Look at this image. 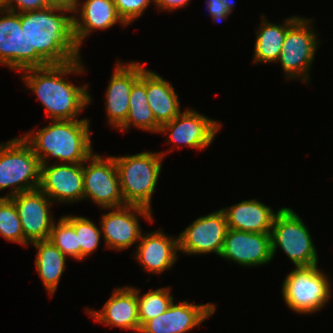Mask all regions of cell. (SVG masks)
Instances as JSON below:
<instances>
[{"label":"cell","mask_w":333,"mask_h":333,"mask_svg":"<svg viewBox=\"0 0 333 333\" xmlns=\"http://www.w3.org/2000/svg\"><path fill=\"white\" fill-rule=\"evenodd\" d=\"M59 12V13H58ZM69 10L48 6L20 13L22 31L28 40V68L66 64L81 58Z\"/></svg>","instance_id":"1"},{"label":"cell","mask_w":333,"mask_h":333,"mask_svg":"<svg viewBox=\"0 0 333 333\" xmlns=\"http://www.w3.org/2000/svg\"><path fill=\"white\" fill-rule=\"evenodd\" d=\"M84 68L81 58H78L66 64L28 68L22 70L20 76L42 103L50 120H74L92 98L87 84L75 86L66 77L68 74H83L86 72Z\"/></svg>","instance_id":"2"},{"label":"cell","mask_w":333,"mask_h":333,"mask_svg":"<svg viewBox=\"0 0 333 333\" xmlns=\"http://www.w3.org/2000/svg\"><path fill=\"white\" fill-rule=\"evenodd\" d=\"M89 123L88 118L51 120L49 125L22 137L31 145L41 165H48L53 157L59 161L56 163H83L94 153Z\"/></svg>","instance_id":"3"},{"label":"cell","mask_w":333,"mask_h":333,"mask_svg":"<svg viewBox=\"0 0 333 333\" xmlns=\"http://www.w3.org/2000/svg\"><path fill=\"white\" fill-rule=\"evenodd\" d=\"M167 153L168 150L114 156L125 205L152 210L151 199L162 169V159Z\"/></svg>","instance_id":"4"},{"label":"cell","mask_w":333,"mask_h":333,"mask_svg":"<svg viewBox=\"0 0 333 333\" xmlns=\"http://www.w3.org/2000/svg\"><path fill=\"white\" fill-rule=\"evenodd\" d=\"M40 165L31 145L22 136L0 143V191L11 189L0 198L38 189Z\"/></svg>","instance_id":"5"},{"label":"cell","mask_w":333,"mask_h":333,"mask_svg":"<svg viewBox=\"0 0 333 333\" xmlns=\"http://www.w3.org/2000/svg\"><path fill=\"white\" fill-rule=\"evenodd\" d=\"M272 258L282 249L295 268L318 265V253L305 222L289 207L280 208L271 228Z\"/></svg>","instance_id":"6"},{"label":"cell","mask_w":333,"mask_h":333,"mask_svg":"<svg viewBox=\"0 0 333 333\" xmlns=\"http://www.w3.org/2000/svg\"><path fill=\"white\" fill-rule=\"evenodd\" d=\"M331 281L318 265L298 267L282 282L287 307L298 314H312L324 308L332 295Z\"/></svg>","instance_id":"7"},{"label":"cell","mask_w":333,"mask_h":333,"mask_svg":"<svg viewBox=\"0 0 333 333\" xmlns=\"http://www.w3.org/2000/svg\"><path fill=\"white\" fill-rule=\"evenodd\" d=\"M312 20L299 17L287 30L282 50L276 61L280 63L287 79L309 83V71L319 48L317 32Z\"/></svg>","instance_id":"8"},{"label":"cell","mask_w":333,"mask_h":333,"mask_svg":"<svg viewBox=\"0 0 333 333\" xmlns=\"http://www.w3.org/2000/svg\"><path fill=\"white\" fill-rule=\"evenodd\" d=\"M83 184V200L89 199L104 210L125 206L114 156L93 153L83 162Z\"/></svg>","instance_id":"9"},{"label":"cell","mask_w":333,"mask_h":333,"mask_svg":"<svg viewBox=\"0 0 333 333\" xmlns=\"http://www.w3.org/2000/svg\"><path fill=\"white\" fill-rule=\"evenodd\" d=\"M227 230L228 224L221 209L198 217L178 235L179 252L220 256Z\"/></svg>","instance_id":"10"},{"label":"cell","mask_w":333,"mask_h":333,"mask_svg":"<svg viewBox=\"0 0 333 333\" xmlns=\"http://www.w3.org/2000/svg\"><path fill=\"white\" fill-rule=\"evenodd\" d=\"M110 212L101 217L100 227L105 248L122 251L139 242L142 230L138 216L153 222L152 210L135 205L110 208Z\"/></svg>","instance_id":"11"},{"label":"cell","mask_w":333,"mask_h":333,"mask_svg":"<svg viewBox=\"0 0 333 333\" xmlns=\"http://www.w3.org/2000/svg\"><path fill=\"white\" fill-rule=\"evenodd\" d=\"M222 124L217 120L189 108L181 112L172 121L162 125L159 133H169L168 143L203 150L215 140Z\"/></svg>","instance_id":"12"},{"label":"cell","mask_w":333,"mask_h":333,"mask_svg":"<svg viewBox=\"0 0 333 333\" xmlns=\"http://www.w3.org/2000/svg\"><path fill=\"white\" fill-rule=\"evenodd\" d=\"M49 199L55 203L73 204L83 200V163H56L40 165V185Z\"/></svg>","instance_id":"13"},{"label":"cell","mask_w":333,"mask_h":333,"mask_svg":"<svg viewBox=\"0 0 333 333\" xmlns=\"http://www.w3.org/2000/svg\"><path fill=\"white\" fill-rule=\"evenodd\" d=\"M10 199L13 201L24 237L30 242L49 239L54 218L51 207L54 203L39 188L16 194Z\"/></svg>","instance_id":"14"},{"label":"cell","mask_w":333,"mask_h":333,"mask_svg":"<svg viewBox=\"0 0 333 333\" xmlns=\"http://www.w3.org/2000/svg\"><path fill=\"white\" fill-rule=\"evenodd\" d=\"M219 257L241 266H264L272 261L271 234L238 231L228 228Z\"/></svg>","instance_id":"15"},{"label":"cell","mask_w":333,"mask_h":333,"mask_svg":"<svg viewBox=\"0 0 333 333\" xmlns=\"http://www.w3.org/2000/svg\"><path fill=\"white\" fill-rule=\"evenodd\" d=\"M145 69L140 62H117L107 86L105 107L107 121L113 129H119L126 121L129 111V97L133 84Z\"/></svg>","instance_id":"16"},{"label":"cell","mask_w":333,"mask_h":333,"mask_svg":"<svg viewBox=\"0 0 333 333\" xmlns=\"http://www.w3.org/2000/svg\"><path fill=\"white\" fill-rule=\"evenodd\" d=\"M216 311L214 303L191 304L180 301L169 306L161 315L145 322L139 333H186L204 322Z\"/></svg>","instance_id":"17"},{"label":"cell","mask_w":333,"mask_h":333,"mask_svg":"<svg viewBox=\"0 0 333 333\" xmlns=\"http://www.w3.org/2000/svg\"><path fill=\"white\" fill-rule=\"evenodd\" d=\"M139 241L134 258L148 273L162 274L178 260V237L169 236L160 228L142 233Z\"/></svg>","instance_id":"18"},{"label":"cell","mask_w":333,"mask_h":333,"mask_svg":"<svg viewBox=\"0 0 333 333\" xmlns=\"http://www.w3.org/2000/svg\"><path fill=\"white\" fill-rule=\"evenodd\" d=\"M112 292L111 297L101 310L87 308L86 312L94 318L95 322L139 333L140 322L136 291L131 286H123Z\"/></svg>","instance_id":"19"},{"label":"cell","mask_w":333,"mask_h":333,"mask_svg":"<svg viewBox=\"0 0 333 333\" xmlns=\"http://www.w3.org/2000/svg\"><path fill=\"white\" fill-rule=\"evenodd\" d=\"M0 64L10 70L28 69V40L20 13L0 9Z\"/></svg>","instance_id":"20"},{"label":"cell","mask_w":333,"mask_h":333,"mask_svg":"<svg viewBox=\"0 0 333 333\" xmlns=\"http://www.w3.org/2000/svg\"><path fill=\"white\" fill-rule=\"evenodd\" d=\"M81 4L72 14L74 38L79 49L83 40L94 30H105L116 23L123 25V28L127 26L118 15L113 0H86Z\"/></svg>","instance_id":"21"},{"label":"cell","mask_w":333,"mask_h":333,"mask_svg":"<svg viewBox=\"0 0 333 333\" xmlns=\"http://www.w3.org/2000/svg\"><path fill=\"white\" fill-rule=\"evenodd\" d=\"M226 217L228 228L254 233H270L278 211L257 199L243 200L221 209Z\"/></svg>","instance_id":"22"},{"label":"cell","mask_w":333,"mask_h":333,"mask_svg":"<svg viewBox=\"0 0 333 333\" xmlns=\"http://www.w3.org/2000/svg\"><path fill=\"white\" fill-rule=\"evenodd\" d=\"M146 94L156 122L162 126L181 113L174 87L156 72L146 69Z\"/></svg>","instance_id":"23"},{"label":"cell","mask_w":333,"mask_h":333,"mask_svg":"<svg viewBox=\"0 0 333 333\" xmlns=\"http://www.w3.org/2000/svg\"><path fill=\"white\" fill-rule=\"evenodd\" d=\"M299 18L294 15L284 19L282 24L268 22L262 15L261 26L256 31L253 64L273 63L278 60L288 28Z\"/></svg>","instance_id":"24"},{"label":"cell","mask_w":333,"mask_h":333,"mask_svg":"<svg viewBox=\"0 0 333 333\" xmlns=\"http://www.w3.org/2000/svg\"><path fill=\"white\" fill-rule=\"evenodd\" d=\"M30 244L37 249L35 267L45 289L52 297L66 268L67 256L48 239L34 241Z\"/></svg>","instance_id":"25"},{"label":"cell","mask_w":333,"mask_h":333,"mask_svg":"<svg viewBox=\"0 0 333 333\" xmlns=\"http://www.w3.org/2000/svg\"><path fill=\"white\" fill-rule=\"evenodd\" d=\"M159 133L160 125L156 122L152 109L148 104L146 94V68L140 73L139 79L133 84L129 97V111L125 123L119 128L127 131L129 128Z\"/></svg>","instance_id":"26"},{"label":"cell","mask_w":333,"mask_h":333,"mask_svg":"<svg viewBox=\"0 0 333 333\" xmlns=\"http://www.w3.org/2000/svg\"><path fill=\"white\" fill-rule=\"evenodd\" d=\"M131 287L136 291L140 327L148 320L163 314L174 301V296H172V291L168 286L150 290L144 295L140 294V289Z\"/></svg>","instance_id":"27"},{"label":"cell","mask_w":333,"mask_h":333,"mask_svg":"<svg viewBox=\"0 0 333 333\" xmlns=\"http://www.w3.org/2000/svg\"><path fill=\"white\" fill-rule=\"evenodd\" d=\"M74 228L80 245V260L91 255L99 246L102 236L101 227L83 216H63Z\"/></svg>","instance_id":"28"},{"label":"cell","mask_w":333,"mask_h":333,"mask_svg":"<svg viewBox=\"0 0 333 333\" xmlns=\"http://www.w3.org/2000/svg\"><path fill=\"white\" fill-rule=\"evenodd\" d=\"M0 235L7 241L30 245L24 237L16 207L10 198H0Z\"/></svg>","instance_id":"29"},{"label":"cell","mask_w":333,"mask_h":333,"mask_svg":"<svg viewBox=\"0 0 333 333\" xmlns=\"http://www.w3.org/2000/svg\"><path fill=\"white\" fill-rule=\"evenodd\" d=\"M65 256L80 261V245H78L75 228L62 216L54 222L49 239Z\"/></svg>","instance_id":"30"},{"label":"cell","mask_w":333,"mask_h":333,"mask_svg":"<svg viewBox=\"0 0 333 333\" xmlns=\"http://www.w3.org/2000/svg\"><path fill=\"white\" fill-rule=\"evenodd\" d=\"M117 13L126 25L133 23L154 0H113ZM152 2V3H151Z\"/></svg>","instance_id":"31"},{"label":"cell","mask_w":333,"mask_h":333,"mask_svg":"<svg viewBox=\"0 0 333 333\" xmlns=\"http://www.w3.org/2000/svg\"><path fill=\"white\" fill-rule=\"evenodd\" d=\"M205 3L214 23L228 18L235 6L234 0H206Z\"/></svg>","instance_id":"32"},{"label":"cell","mask_w":333,"mask_h":333,"mask_svg":"<svg viewBox=\"0 0 333 333\" xmlns=\"http://www.w3.org/2000/svg\"><path fill=\"white\" fill-rule=\"evenodd\" d=\"M46 0H9V3L3 8L15 13L31 12L48 7Z\"/></svg>","instance_id":"33"},{"label":"cell","mask_w":333,"mask_h":333,"mask_svg":"<svg viewBox=\"0 0 333 333\" xmlns=\"http://www.w3.org/2000/svg\"><path fill=\"white\" fill-rule=\"evenodd\" d=\"M190 0H154L153 4L156 5L160 11H174L181 7L187 6Z\"/></svg>","instance_id":"34"},{"label":"cell","mask_w":333,"mask_h":333,"mask_svg":"<svg viewBox=\"0 0 333 333\" xmlns=\"http://www.w3.org/2000/svg\"><path fill=\"white\" fill-rule=\"evenodd\" d=\"M49 6L63 8L74 13L80 0H46Z\"/></svg>","instance_id":"35"},{"label":"cell","mask_w":333,"mask_h":333,"mask_svg":"<svg viewBox=\"0 0 333 333\" xmlns=\"http://www.w3.org/2000/svg\"><path fill=\"white\" fill-rule=\"evenodd\" d=\"M8 3L9 0H0V9H3Z\"/></svg>","instance_id":"36"}]
</instances>
